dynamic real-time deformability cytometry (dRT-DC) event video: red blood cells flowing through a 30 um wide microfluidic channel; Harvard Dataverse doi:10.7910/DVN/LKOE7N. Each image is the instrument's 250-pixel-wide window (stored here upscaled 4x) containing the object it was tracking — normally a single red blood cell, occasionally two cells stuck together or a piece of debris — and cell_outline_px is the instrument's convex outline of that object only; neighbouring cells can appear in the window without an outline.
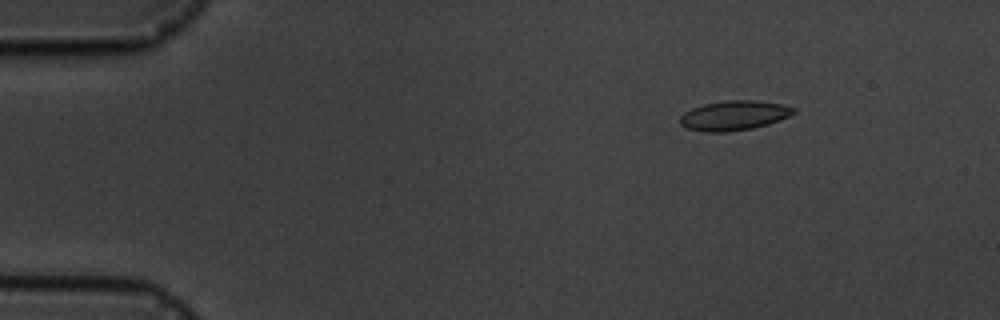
{"species": "common noctule bat (a hibernating species)", "species_latin": "Nyctalus noctula", "temperature_condition": "cold", "stored_images_in_passage": 5, "camera_frame_rate_fps": 3000, "um_per_image_px": 0.085, "animal": {"sex": "male", "body_mass_g": 19.5, "forearm_length_mm": 54.6}, "frame": {"image": 1, "passage_image": 2, "time_ms": 1.0, "image_size_px": [1000, 320], "cell_outline_px": [[796, 112], [780, 120], [768, 124], [752, 128], [728, 132], [704, 132], [688, 128], [680, 124], [680, 116], [684, 112], [692, 108], [704, 104], [728, 100], [752, 100], [784, 104], [796, 108]], "centroid_in_image_um": [62.4, 9.81], "position_along_channel_um": 22.6, "area_um2": 19.65}}
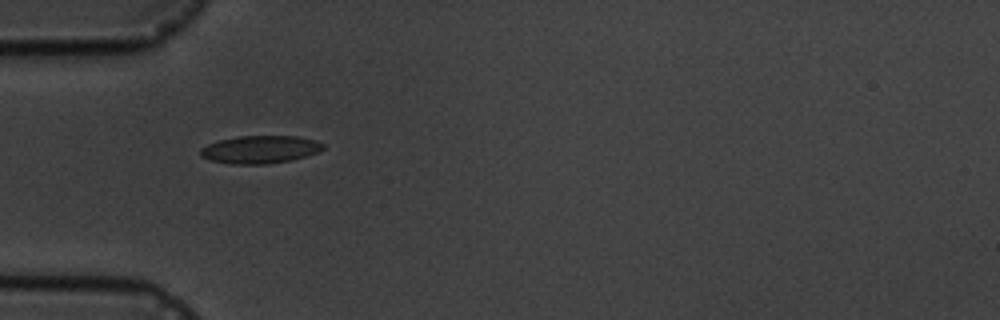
{"frame": {"image": 2, "passage_image": 4, "time_ms": 4.333, "image_size_px": [1000, 320], "cell_outline_px": [[324, 148], [320, 152], [292, 160], [268, 164], [232, 164], [208, 160], [200, 156], [200, 148], [208, 144], [220, 140], [236, 136], [296, 136], [316, 140], [324, 144]], "centroid_in_image_um": [22.11, 12.71], "position_along_channel_um": 62.9, "area_um2": 20.06}}
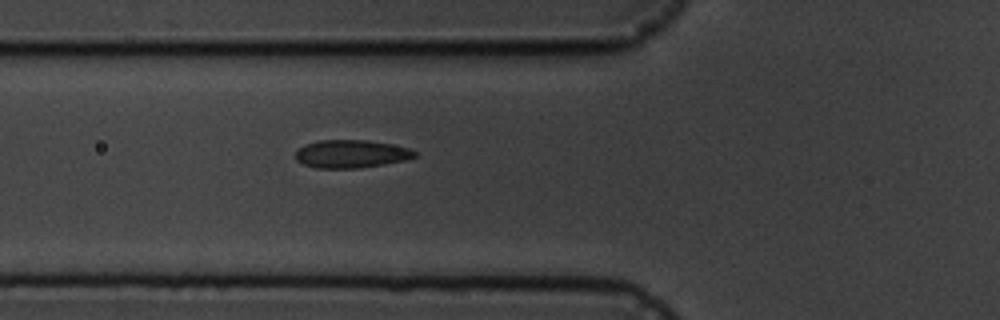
{"frame": {"image": 3, "passage_image": 5, "time_ms": 5.333, "image_size_px": [1000, 320], "cell_outline_px": [[416, 156], [408, 160], [360, 168], [316, 168], [304, 164], [296, 160], [296, 152], [304, 144], [320, 140], [368, 140], [408, 148], [416, 152]], "centroid_in_image_um": [29.84, 13.08], "position_along_channel_um": 96.0, "area_um2": 19.36}}